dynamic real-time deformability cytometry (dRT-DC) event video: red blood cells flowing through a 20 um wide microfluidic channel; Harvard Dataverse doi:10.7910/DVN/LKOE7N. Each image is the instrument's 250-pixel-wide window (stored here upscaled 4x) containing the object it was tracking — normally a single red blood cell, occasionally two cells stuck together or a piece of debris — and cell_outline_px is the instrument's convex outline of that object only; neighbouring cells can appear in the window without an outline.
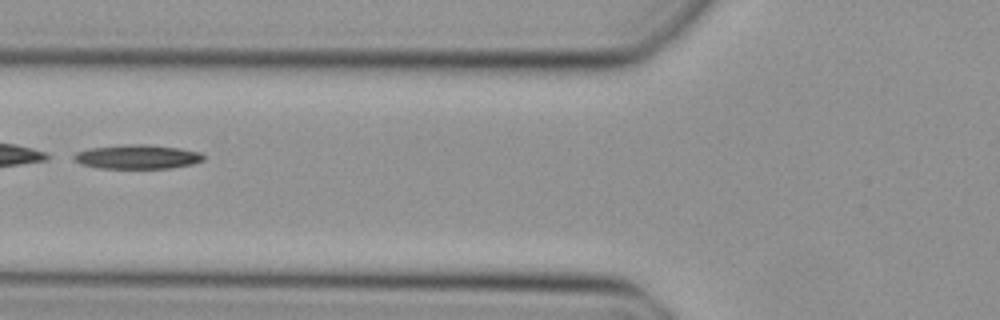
{"species": "Egyptian fruit bat (a non-hibernating species)", "species_latin": "Rousettus aegyptiacus", "temperature_condition": "cold", "stored_images_in_passage": 41, "segment_of_instrument_passage": [2, 2], "camera_frame_rate_fps": 3000, "um_per_image_px": 0.085, "animal": {"sex": "female"}, "frame": {"image": 1, "passage_image": 12, "time_ms": 3.667, "image_size_px": [1000, 320], "cell_outline_px": [[204, 160], [192, 164], [172, 168], [96, 168], [80, 164], [72, 156], [76, 152], [88, 148], [128, 144], [144, 144], [180, 148], [200, 152], [204, 156]], "centroid_in_image_um": [11.66, 13.33], "position_along_channel_um": 114.1, "area_um2": 18.32}}